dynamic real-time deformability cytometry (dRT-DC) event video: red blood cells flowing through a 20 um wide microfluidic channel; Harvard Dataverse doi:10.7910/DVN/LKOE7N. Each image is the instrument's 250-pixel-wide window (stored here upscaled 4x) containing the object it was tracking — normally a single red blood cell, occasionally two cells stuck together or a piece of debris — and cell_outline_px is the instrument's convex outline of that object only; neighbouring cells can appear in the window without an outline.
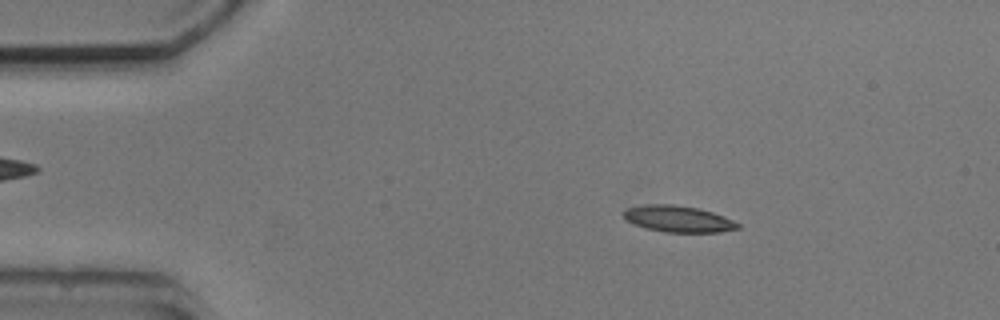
{"species": "common noctule bat (a hibernating species)", "species_latin": "Nyctalus noctula", "temperature_condition": "cold", "stored_images_in_passage": 3, "camera_frame_rate_fps": 3000, "um_per_image_px": 0.085, "animal": {"sex": "male", "body_mass_g": 20.5, "forearm_length_mm": 52.5}, "frame": {"image": 1, "passage_image": 2, "time_ms": 1.0, "image_size_px": [1000, 320], "cell_outline_px": [[740, 228], [720, 232], [664, 232], [648, 228], [636, 224], [628, 220], [624, 216], [624, 212], [628, 208], [644, 204], [672, 204], [700, 208], [724, 216], [740, 224]], "centroid_in_image_um": [57.7, 18.6], "position_along_channel_um": 27.3, "area_um2": 17.4}}